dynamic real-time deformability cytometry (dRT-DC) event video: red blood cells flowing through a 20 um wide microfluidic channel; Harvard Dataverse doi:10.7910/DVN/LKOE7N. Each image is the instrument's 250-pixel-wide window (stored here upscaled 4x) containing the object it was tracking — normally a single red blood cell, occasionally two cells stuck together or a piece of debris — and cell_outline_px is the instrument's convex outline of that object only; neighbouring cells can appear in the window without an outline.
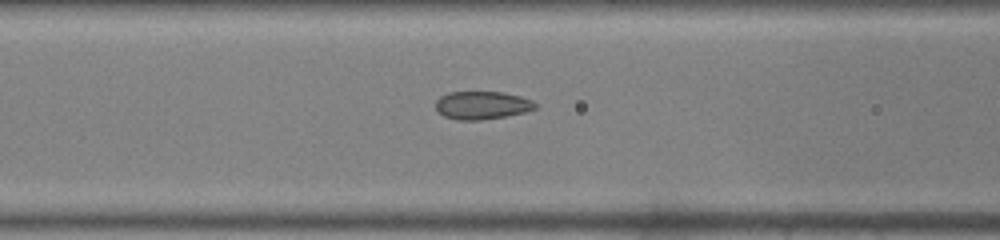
{"species": "common noctule bat (a hibernating species)", "species_latin": "Nyctalus noctula", "temperature_condition": "warm", "stored_images_in_passage": 25, "camera_frame_rate_fps": 3000, "um_per_image_px": 0.085, "animal": {"sex": "male", "body_mass_g": 19.0, "forearm_length_mm": 50.8}, "frame": {"image": 1, "passage_image": 7, "time_ms": 2.0, "image_size_px": [1000, 240], "cell_outline_px": [[536, 108], [524, 112], [504, 116], [480, 120], [460, 120], [444, 116], [436, 112], [436, 100], [440, 96], [448, 92], [504, 92], [520, 96], [532, 100], [536, 104]], "centroid_in_image_um": [40.94, 8.94], "position_along_channel_um": 125.7, "area_um2": 16.24}}
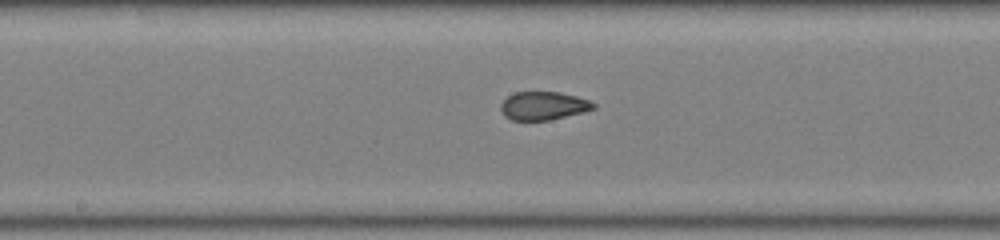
{"frame": {"image": 2, "passage_image": 12, "time_ms": 3.667, "image_size_px": [1000, 240], "cell_outline_px": [[596, 108], [584, 112], [548, 120], [512, 120], [504, 116], [500, 108], [500, 104], [508, 96], [516, 92], [560, 92], [576, 96], [588, 100], [596, 104]], "centroid_in_image_um": [46.19, 8.99], "position_along_channel_um": 202.0, "area_um2": 15.26}}
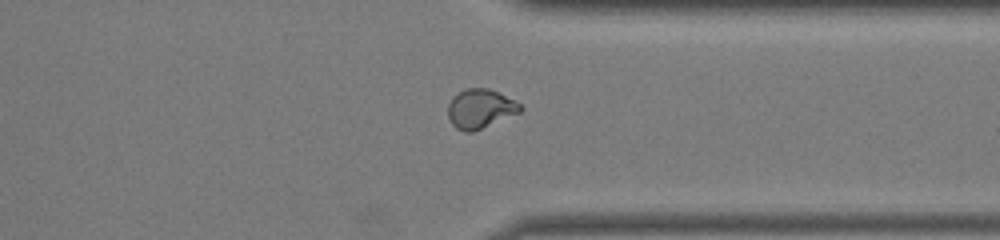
{"frame": {"image": 3, "passage_image": 23, "time_ms": 7.333, "image_size_px": [1000, 240], "cell_outline_px": [[524, 108], [520, 112], [472, 132], [464, 132], [456, 128], [448, 120], [448, 104], [452, 96], [464, 88], [488, 88], [520, 104]], "centroid_in_image_um": [40.77, 9.24], "position_along_channel_um": 370.6, "area_um2": 16.42}}